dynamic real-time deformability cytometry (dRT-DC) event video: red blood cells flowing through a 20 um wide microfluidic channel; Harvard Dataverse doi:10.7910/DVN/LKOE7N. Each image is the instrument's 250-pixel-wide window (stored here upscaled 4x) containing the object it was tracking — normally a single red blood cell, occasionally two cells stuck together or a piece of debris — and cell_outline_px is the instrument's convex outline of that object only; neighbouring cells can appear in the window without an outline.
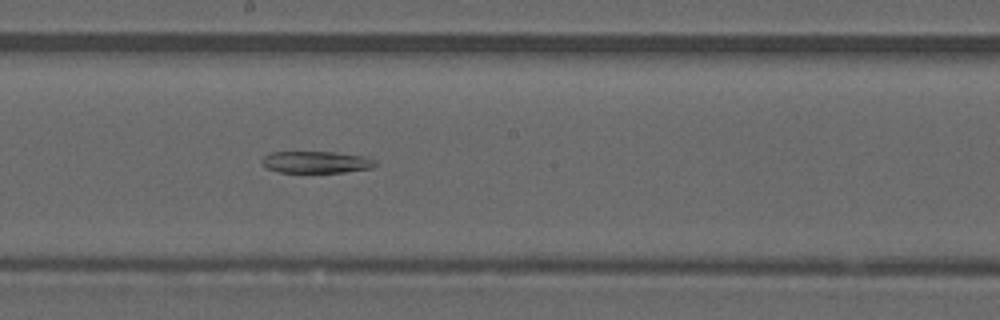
{"species": "common noctule bat (a hibernating species)", "species_latin": "Nyctalus noctula", "temperature_condition": "warm", "stored_images_in_passage": 48, "segment_of_instrument_passage": [2, 2], "camera_frame_rate_fps": 3000, "um_per_image_px": 0.085, "animal": {"sex": "male", "forearm_length_mm": 52.5}, "frame": {"image": 1, "passage_image": 27, "time_ms": 8.667, "image_size_px": [1000, 320], "cell_outline_px": [[376, 164], [372, 168], [344, 172], [280, 172], [264, 168], [260, 160], [264, 156], [272, 152], [332, 152], [364, 156], [376, 160]], "centroid_in_image_um": [26.84, 13.78], "position_along_channel_um": 221.4, "area_um2": 14.45}}
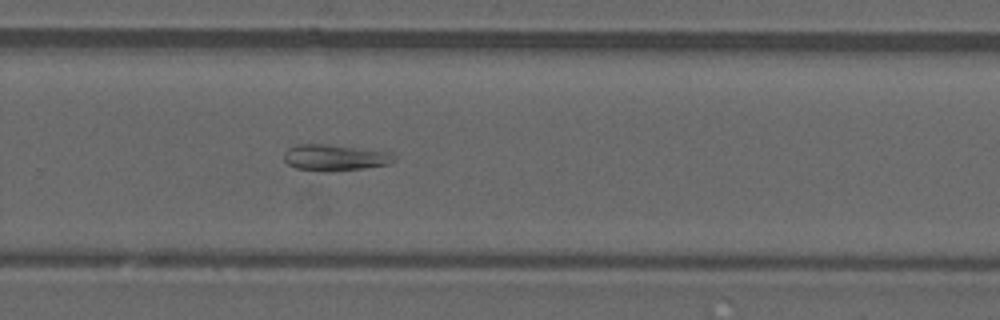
{"frame": {"image": 2, "passage_image": 33, "time_ms": 10.667, "image_size_px": [1000, 320], "cell_outline_px": [[396, 160], [388, 164], [364, 168], [332, 172], [324, 172], [296, 168], [288, 164], [284, 160], [284, 152], [288, 148], [296, 144], [328, 144], [392, 152]], "centroid_in_image_um": [28.46, 13.4], "position_along_channel_um": 301.3, "area_um2": 17.05}}
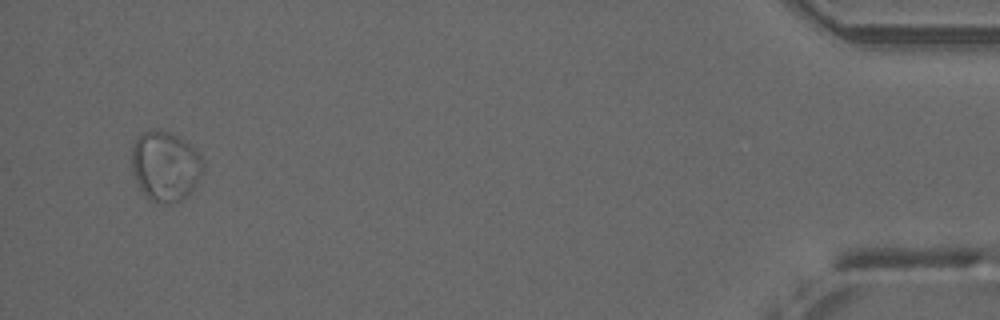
{"frame": {"image": 3, "passage_image": 48, "time_ms": 15.667, "image_size_px": [1000, 320], "cell_outline_px": [[204, 168], [200, 176], [192, 188], [180, 200], [168, 204], [156, 204], [140, 188], [132, 172], [132, 148], [136, 140], [144, 132], [156, 128], [176, 136], [184, 140], [200, 156], [204, 164]], "centroid_in_image_um": [14.03, 14.12], "position_along_channel_um": 421.2, "area_um2": 28.5}}